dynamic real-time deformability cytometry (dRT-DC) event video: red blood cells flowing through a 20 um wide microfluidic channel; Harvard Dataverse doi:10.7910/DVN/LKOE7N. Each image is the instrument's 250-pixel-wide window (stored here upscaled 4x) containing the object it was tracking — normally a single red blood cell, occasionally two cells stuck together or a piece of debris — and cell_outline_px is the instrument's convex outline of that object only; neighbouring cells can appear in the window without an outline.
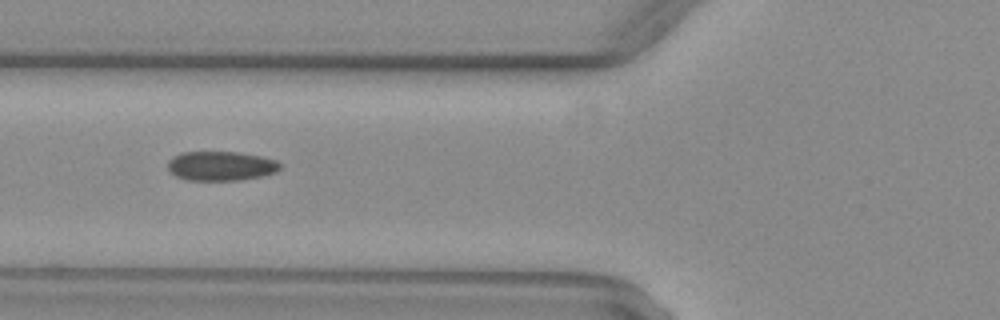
{"species": "common noctule bat (a hibernating species)", "species_latin": "Nyctalus noctula", "temperature_condition": "warm", "stored_images_in_passage": 37, "camera_frame_rate_fps": 3000, "um_per_image_px": 0.085, "animal": {"sex": "female", "body_mass_g": 29.2, "forearm_length_mm": 56.3}, "frame": {"image": 1, "passage_image": 6, "time_ms": 1.667, "image_size_px": [1000, 320], "cell_outline_px": [[280, 168], [276, 172], [260, 176], [240, 180], [188, 180], [176, 176], [168, 168], [168, 160], [172, 156], [180, 152], [236, 152], [260, 156], [276, 160], [280, 164]], "centroid_in_image_um": [18.75, 14.1], "position_along_channel_um": 107.0, "area_um2": 19.13}}
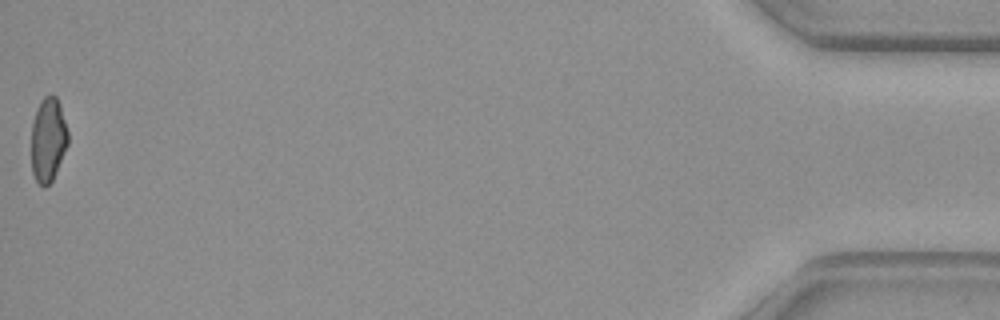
{"frame": {"image": 2, "passage_image": 37, "time_ms": 12.0, "image_size_px": [1000, 320], "cell_outline_px": [[68, 144], [56, 172], [52, 180], [44, 188], [36, 180], [32, 172], [32, 120], [36, 108], [40, 100], [44, 96], [56, 96], [60, 104], [68, 132]], "centroid_in_image_um": [4.09, 11.85], "position_along_channel_um": 431.1, "area_um2": 17.98}, "authors_computed_cell_mechanics": {"area_um2": 19.2474, "velocity_mm_per_s": 4.0999, "shape_relaxation_time_tau1_ms": null, "shape_relaxation_time_tau2_ms": 1.5567, "deformation_change_tau1": null, "deformation_change_tau2": 0.0679}}